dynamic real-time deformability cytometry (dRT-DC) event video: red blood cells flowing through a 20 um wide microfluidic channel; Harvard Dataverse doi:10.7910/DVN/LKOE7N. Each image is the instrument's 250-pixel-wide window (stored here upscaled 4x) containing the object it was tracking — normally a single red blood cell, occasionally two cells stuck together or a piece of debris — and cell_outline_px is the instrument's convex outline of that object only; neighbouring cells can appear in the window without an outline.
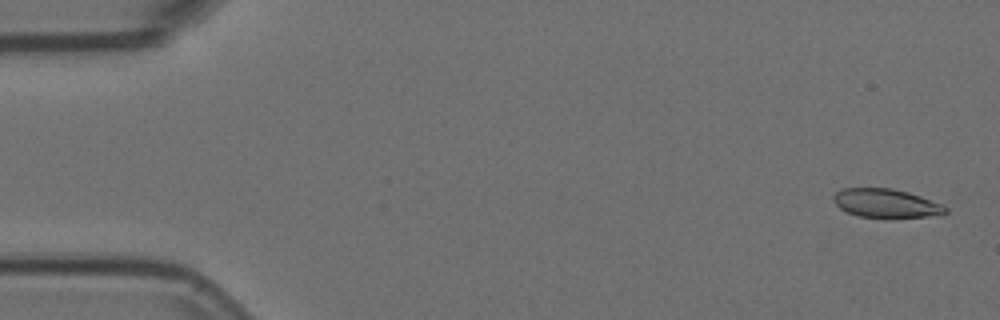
{"species": "Egyptian fruit bat (a non-hibernating species)", "species_latin": "Rousettus aegyptiacus", "temperature_condition": "room temperature", "stored_images_in_passage": 54, "camera_frame_rate_fps": 3000, "um_per_image_px": 0.085, "animal": {"sex": "female"}, "frame": {"image": 1, "passage_image": 2, "time_ms": 0.333, "image_size_px": [1000, 320], "cell_outline_px": [[948, 212], [944, 216], [860, 216], [848, 212], [840, 208], [832, 200], [832, 196], [836, 192], [844, 188], [892, 188], [908, 192], [920, 196], [940, 204], [948, 208]], "centroid_in_image_um": [75.32, 17.26], "position_along_channel_um": 9.7, "area_um2": 18.38}}
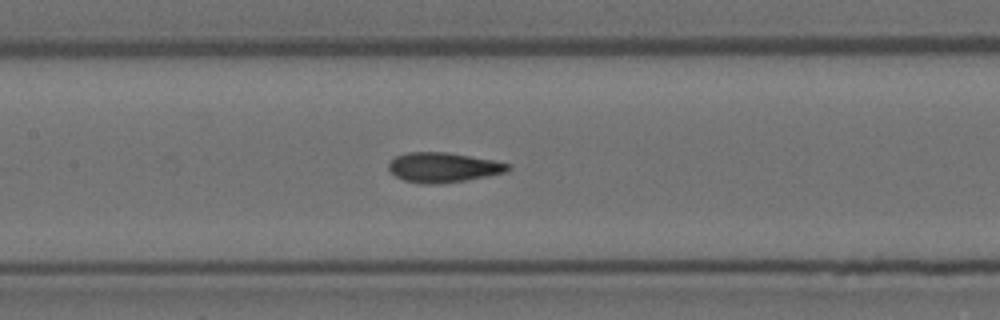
{"frame": {"image": 2, "passage_image": 25, "time_ms": 8.0, "image_size_px": [1000, 320], "cell_outline_px": [[512, 168], [504, 172], [488, 176], [464, 180], [436, 184], [420, 184], [404, 180], [396, 176], [388, 168], [388, 164], [396, 156], [408, 152], [444, 152], [492, 160], [512, 164]], "centroid_in_image_um": [37.67, 14.23], "position_along_channel_um": 169.7, "area_um2": 20.52}}
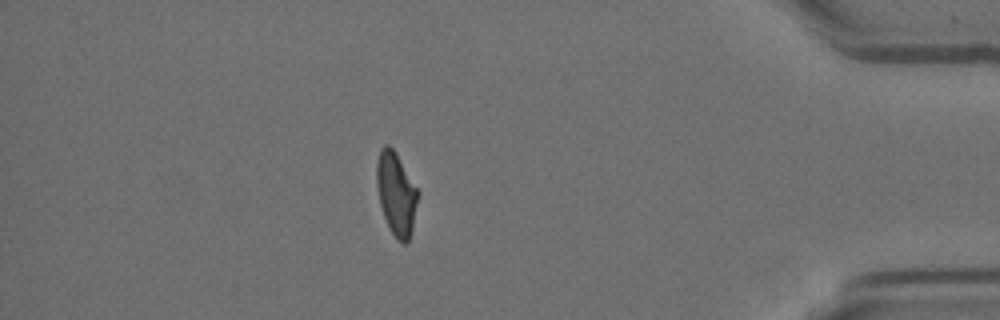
{"frame": {"image": 3, "passage_image": 47, "time_ms": 15.333, "image_size_px": [1000, 320], "cell_outline_px": [[420, 192], [412, 228], [408, 240], [404, 244], [392, 232], [384, 216], [380, 204], [376, 184], [376, 164], [380, 148], [384, 144], [388, 144], [396, 152]], "centroid_in_image_um": [33.68, 16.39], "position_along_channel_um": 401.5, "area_um2": 19.88}, "authors_computed_cell_mechanics": {"area_um2": 20.2589, "velocity_mm_per_s": 3.7681, "shape_relaxation_time_tau1_ms": 3.6852, "shape_relaxation_time_tau2_ms": 1.183, "deformation_change_tau1": 0.1579, "deformation_change_tau2": 0.0843}}